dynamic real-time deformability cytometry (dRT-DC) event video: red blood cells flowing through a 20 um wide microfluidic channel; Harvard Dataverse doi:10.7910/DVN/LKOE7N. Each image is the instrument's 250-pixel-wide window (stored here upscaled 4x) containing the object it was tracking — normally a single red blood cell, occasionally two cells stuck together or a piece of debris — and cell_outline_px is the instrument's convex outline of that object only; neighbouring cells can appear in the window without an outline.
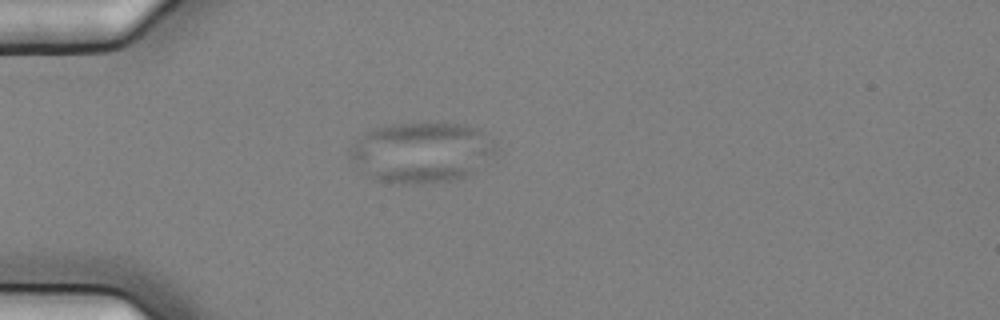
{"species": "common noctule bat (a hibernating species)", "species_latin": "Nyctalus noctula", "temperature_condition": "cold", "stored_images_in_passage": 6, "camera_frame_rate_fps": 3000, "um_per_image_px": 0.085, "animal": {"sex": "female", "body_mass_g": 25.1}, "frame": {"image": 1, "passage_image": 1, "time_ms": 0.0, "image_size_px": [1000, 320], "cell_outline_px": [[492, 152], [468, 176], [452, 180], [420, 184], [376, 180], [348, 156], [348, 148], [372, 128], [392, 124], [460, 124], [480, 128], [492, 144]], "centroid_in_image_um": [35.77, 12.94], "position_along_channel_um": 49.2, "area_um2": 49.88}}
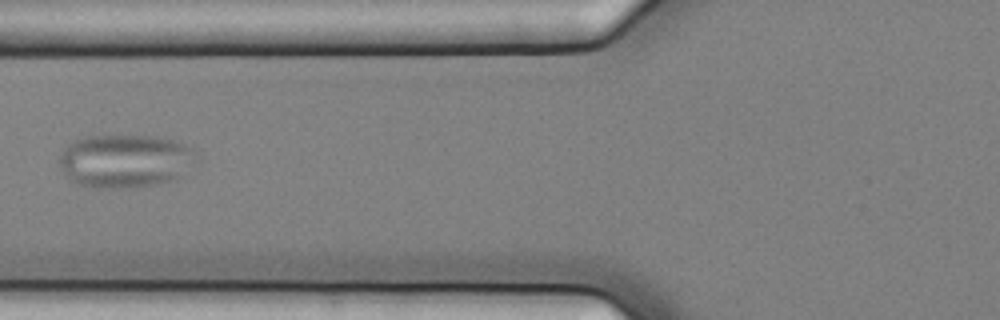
{"frame": {"image": 2, "passage_image": 3, "time_ms": 0.667, "image_size_px": [1000, 320], "cell_outline_px": [[200, 156], [176, 180], [160, 184], [128, 188], [96, 188], [76, 184], [68, 180], [60, 164], [60, 160], [68, 144], [84, 136], [156, 136], [172, 140], [196, 148]], "centroid_in_image_um": [10.69, 13.69], "position_along_channel_um": 115.1, "area_um2": 42.95}}